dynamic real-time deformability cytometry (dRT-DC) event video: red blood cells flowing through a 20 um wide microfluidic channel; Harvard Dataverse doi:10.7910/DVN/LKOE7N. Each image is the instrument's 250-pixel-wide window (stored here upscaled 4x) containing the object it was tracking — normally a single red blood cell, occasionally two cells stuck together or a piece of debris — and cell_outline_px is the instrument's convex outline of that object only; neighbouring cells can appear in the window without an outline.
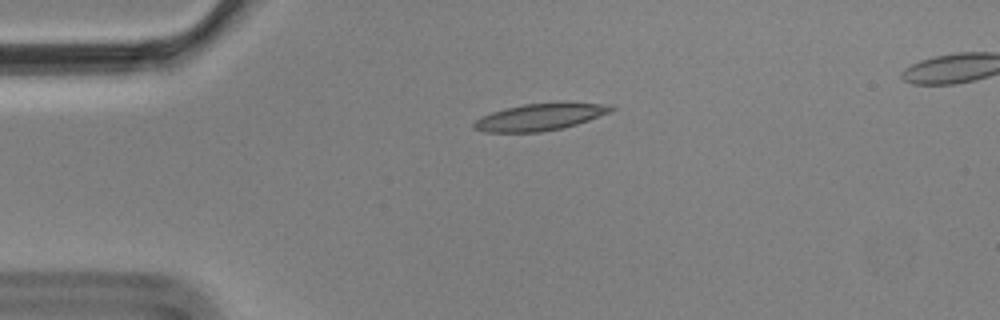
{"species": "Egyptian fruit bat (a non-hibernating species)", "species_latin": "Rousettus aegyptiacus", "temperature_condition": "cold", "stored_images_in_passage": 3, "camera_frame_rate_fps": 3000, "um_per_image_px": 0.085, "animal": {"sex": "male"}, "frame": {"image": 1, "passage_image": 1, "time_ms": 0.0, "image_size_px": [1000, 320], "cell_outline_px": [[616, 108], [612, 112], [576, 124], [560, 128], [540, 132], [484, 132], [472, 128], [472, 124], [480, 116], [504, 108], [524, 104], [556, 100], [564, 100], [600, 104]], "centroid_in_image_um": [45.89, 9.9], "position_along_channel_um": 39.1, "area_um2": 22.08}}